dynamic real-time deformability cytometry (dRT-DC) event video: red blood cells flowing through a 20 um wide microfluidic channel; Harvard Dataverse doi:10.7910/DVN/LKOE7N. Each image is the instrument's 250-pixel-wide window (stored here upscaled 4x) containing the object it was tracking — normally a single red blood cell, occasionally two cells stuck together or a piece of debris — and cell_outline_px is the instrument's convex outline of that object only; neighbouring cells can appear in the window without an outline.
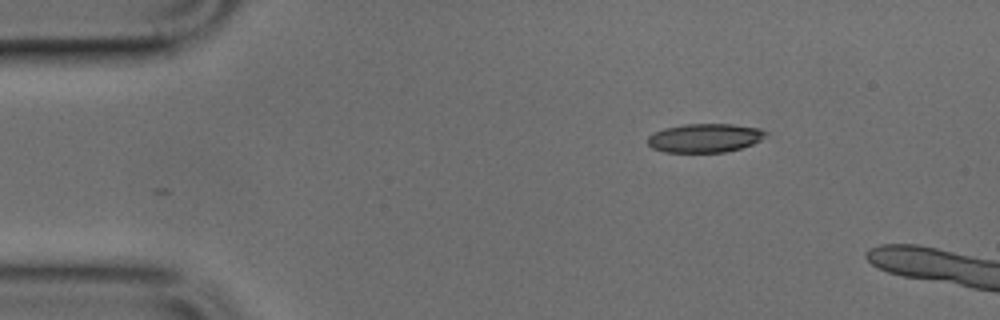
{"species": "common noctule bat (a hibernating species)", "species_latin": "Nyctalus noctula", "temperature_condition": "cold", "stored_images_in_passage": 4, "camera_frame_rate_fps": 3000, "um_per_image_px": 0.085, "animal": {"sex": "male", "body_mass_g": 17.9, "forearm_length_mm": 54.2}, "frame": {"image": 1, "passage_image": 1, "time_ms": 0.0, "image_size_px": [1000, 320], "cell_outline_px": [[768, 132], [760, 140], [752, 144], [740, 148], [724, 152], [664, 152], [652, 148], [648, 144], [648, 136], [664, 128], [684, 124], [732, 124], [760, 128]], "centroid_in_image_um": [59.9, 11.72], "position_along_channel_um": 25.1, "area_um2": 19.71}}